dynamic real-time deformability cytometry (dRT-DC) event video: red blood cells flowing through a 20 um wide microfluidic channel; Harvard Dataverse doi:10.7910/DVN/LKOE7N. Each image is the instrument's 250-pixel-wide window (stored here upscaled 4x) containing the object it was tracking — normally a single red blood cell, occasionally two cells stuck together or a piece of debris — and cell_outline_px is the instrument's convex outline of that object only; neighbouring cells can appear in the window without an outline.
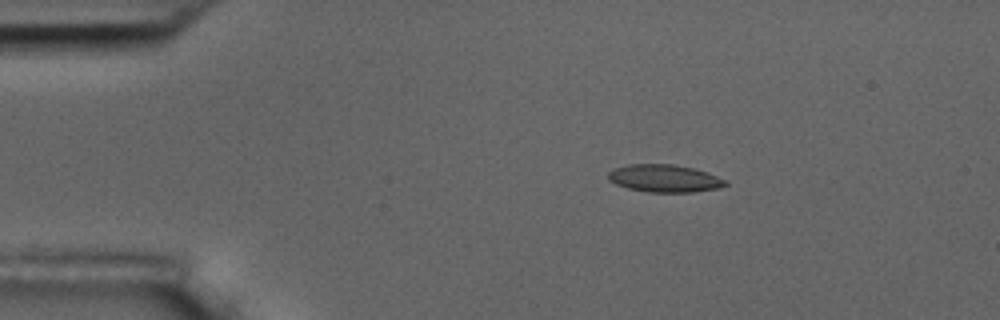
{"species": "common noctule bat (a hibernating species)", "species_latin": "Nyctalus noctula", "temperature_condition": "room temperature", "stored_images_in_passage": 4, "camera_frame_rate_fps": 3000, "um_per_image_px": 0.085, "animal": {"sex": "male", "body_mass_g": 17.5, "forearm_length_mm": 52.3}, "frame": {"image": 1, "passage_image": 2, "time_ms": 1.333, "image_size_px": [1000, 320], "cell_outline_px": [[728, 184], [716, 188], [692, 192], [648, 192], [628, 188], [616, 184], [608, 180], [608, 172], [612, 168], [628, 164], [672, 164], [692, 168], [728, 180]], "centroid_in_image_um": [56.43, 15.16], "position_along_channel_um": 28.6, "area_um2": 18.73}}